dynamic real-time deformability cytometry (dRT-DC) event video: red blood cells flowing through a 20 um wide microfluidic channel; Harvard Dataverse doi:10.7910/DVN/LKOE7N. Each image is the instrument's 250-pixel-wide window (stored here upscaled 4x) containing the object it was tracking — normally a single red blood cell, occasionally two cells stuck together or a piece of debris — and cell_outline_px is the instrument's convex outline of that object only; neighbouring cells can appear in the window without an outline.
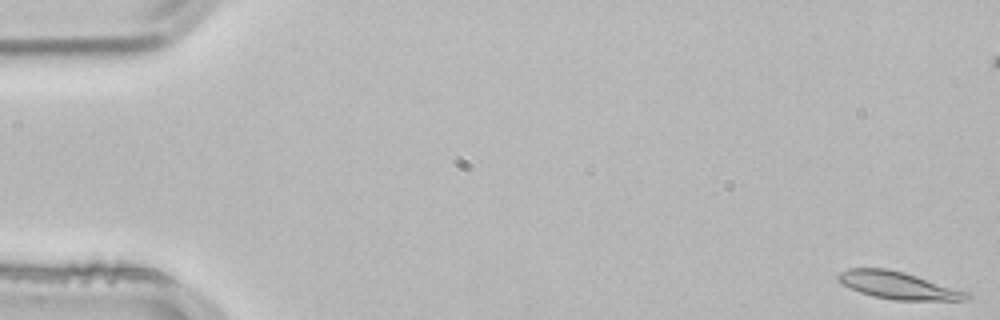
{"species": "common noctule bat (a hibernating species)", "species_latin": "Nyctalus noctula", "temperature_condition": "room temperature", "stored_images_in_passage": 54, "camera_frame_rate_fps": 3000, "um_per_image_px": 0.085, "animal": {"sex": "male", "body_mass_g": 21.5, "forearm_length_mm": 52.0}, "frame": {"image": 1, "passage_image": 1, "time_ms": 0.0, "image_size_px": [1000, 320], "cell_outline_px": [[972, 296], [968, 300], [896, 300], [872, 296], [860, 292], [840, 284], [836, 280], [836, 276], [840, 272], [848, 268], [888, 268], [904, 272], [972, 292]], "centroid_in_image_um": [76.37, 24.25], "position_along_channel_um": 8.6, "area_um2": 20.87}}
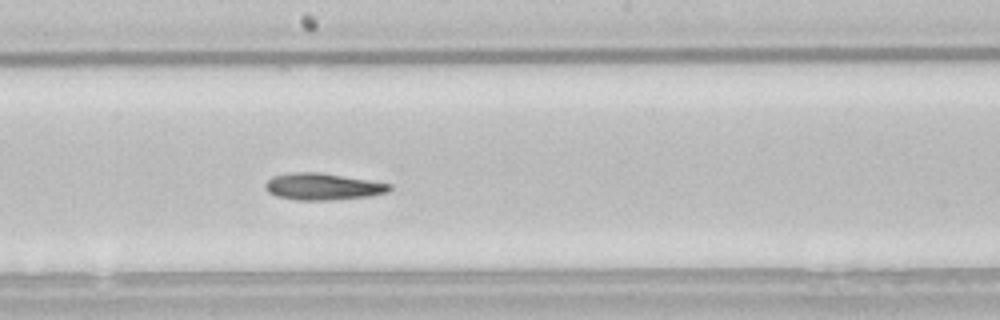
{"frame": {"image": 2, "passage_image": 29, "time_ms": 9.333, "image_size_px": [1000, 320], "cell_outline_px": [[392, 188], [388, 192], [368, 196], [332, 200], [296, 200], [276, 196], [268, 192], [264, 188], [264, 184], [272, 176], [292, 172], [320, 172], [392, 184]], "centroid_in_image_um": [27.4, 15.86], "position_along_channel_um": 220.8, "area_um2": 19.42}}
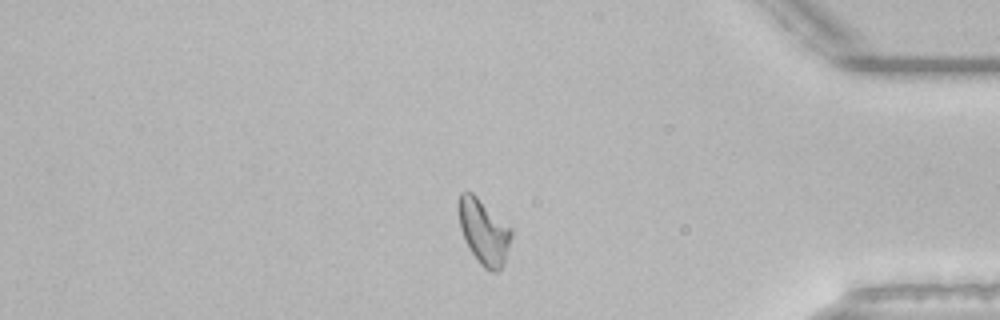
{"frame": {"image": 3, "passage_image": 45, "time_ms": 14.667, "image_size_px": [1000, 320], "cell_outline_px": [[512, 236], [504, 264], [496, 272], [492, 272], [484, 268], [480, 264], [464, 240], [460, 228], [456, 208], [456, 204], [460, 192], [472, 192], [512, 232]], "centroid_in_image_um": [41.06, 19.71], "position_along_channel_um": 394.1, "area_um2": 19.65}, "authors_computed_cell_mechanics": {"area_um2": 19.9121, "velocity_mm_per_s": 3.8166, "shape_relaxation_time_tau1_ms": null, "shape_relaxation_time_tau2_ms": 9.113, "deformation_change_tau1": null, "deformation_change_tau2": 0.1654}}